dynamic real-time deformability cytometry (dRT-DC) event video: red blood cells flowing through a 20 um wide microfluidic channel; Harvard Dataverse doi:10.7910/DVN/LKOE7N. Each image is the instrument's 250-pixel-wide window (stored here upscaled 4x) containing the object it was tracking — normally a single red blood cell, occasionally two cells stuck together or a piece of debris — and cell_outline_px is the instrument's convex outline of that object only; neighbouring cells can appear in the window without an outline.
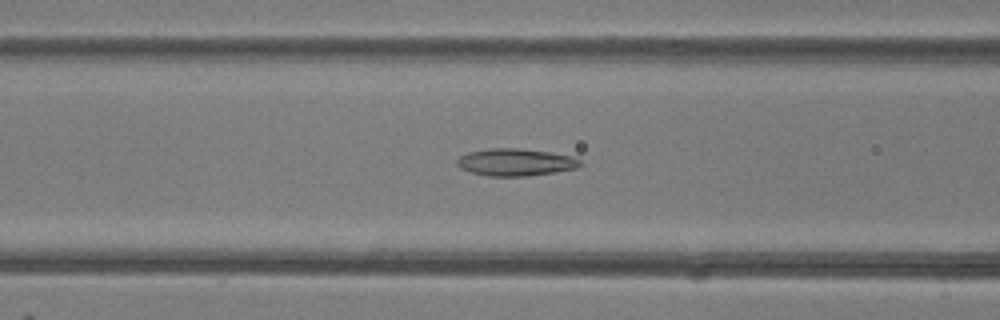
{"species": "common noctule bat (a hibernating species)", "species_latin": "Nyctalus noctula", "temperature_condition": "room temperature", "stored_images_in_passage": 37, "camera_frame_rate_fps": 3000, "um_per_image_px": 0.085, "animal": {"sex": "female"}, "frame": {"image": 1, "passage_image": 17, "time_ms": 5.333, "image_size_px": [1000, 320], "cell_outline_px": [[580, 164], [576, 168], [556, 172], [524, 176], [488, 176], [472, 172], [460, 168], [456, 164], [456, 160], [460, 156], [468, 152], [488, 148], [520, 148], [548, 152], [572, 156], [580, 160]], "centroid_in_image_um": [43.78, 13.78], "position_along_channel_um": 122.8, "area_um2": 19.48}}
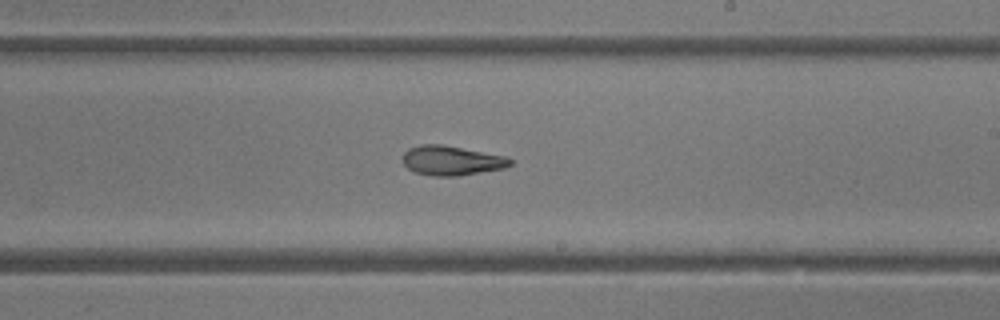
{"frame": {"image": 2, "passage_image": 26, "time_ms": 8.333, "image_size_px": [1000, 320], "cell_outline_px": [[512, 164], [504, 168], [456, 176], [432, 176], [412, 172], [404, 164], [404, 152], [408, 148], [420, 144], [440, 144], [504, 156], [512, 160]], "centroid_in_image_um": [38.34, 13.65], "position_along_channel_um": 250.7, "area_um2": 18.32}}
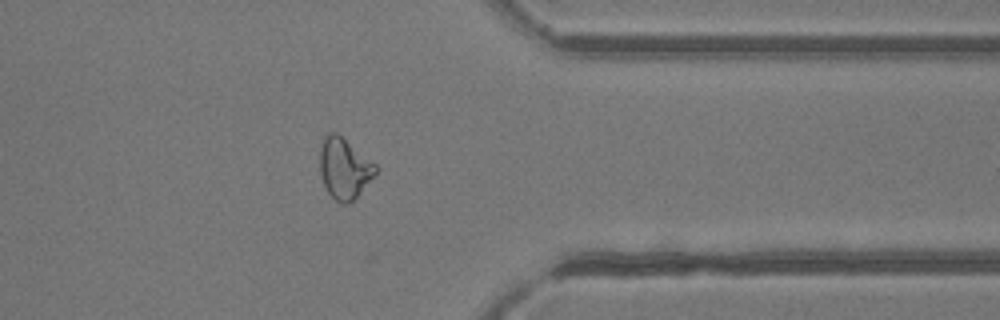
{"frame": {"image": 3, "passage_image": 36, "time_ms": 11.667, "image_size_px": [1000, 320], "cell_outline_px": [[376, 172], [356, 200], [348, 204], [340, 204], [324, 188], [320, 172], [320, 148], [324, 136], [328, 132], [336, 132], [376, 164]], "centroid_in_image_um": [29.25, 14.34], "position_along_channel_um": 382.2, "area_um2": 19.83}}